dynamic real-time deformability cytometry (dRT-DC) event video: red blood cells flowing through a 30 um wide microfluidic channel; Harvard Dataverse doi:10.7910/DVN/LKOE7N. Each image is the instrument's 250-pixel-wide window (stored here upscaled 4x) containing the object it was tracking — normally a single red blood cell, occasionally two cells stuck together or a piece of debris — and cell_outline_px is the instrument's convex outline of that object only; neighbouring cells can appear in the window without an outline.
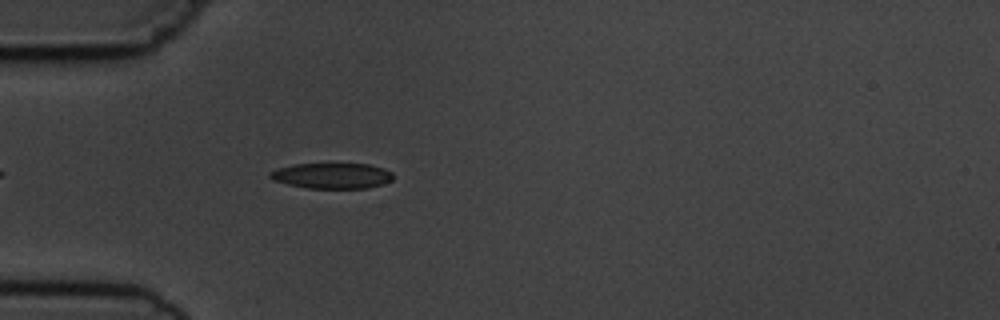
{"species": "common noctule bat (a hibernating species)", "species_latin": "Nyctalus noctula", "temperature_condition": "cold", "stored_images_in_passage": 3, "camera_frame_rate_fps": 3000, "um_per_image_px": 0.085, "animal": {"sex": "male", "body_mass_g": 19.5, "forearm_length_mm": 54.6}, "frame": {"image": 1, "passage_image": 3, "time_ms": 2.333, "image_size_px": [1000, 320], "cell_outline_px": [[392, 180], [384, 184], [368, 188], [308, 188], [288, 184], [276, 180], [268, 176], [268, 172], [276, 168], [292, 164], [368, 164], [384, 168], [392, 172]], "centroid_in_image_um": [28.22, 14.93], "position_along_channel_um": 56.8, "area_um2": 18.38}}